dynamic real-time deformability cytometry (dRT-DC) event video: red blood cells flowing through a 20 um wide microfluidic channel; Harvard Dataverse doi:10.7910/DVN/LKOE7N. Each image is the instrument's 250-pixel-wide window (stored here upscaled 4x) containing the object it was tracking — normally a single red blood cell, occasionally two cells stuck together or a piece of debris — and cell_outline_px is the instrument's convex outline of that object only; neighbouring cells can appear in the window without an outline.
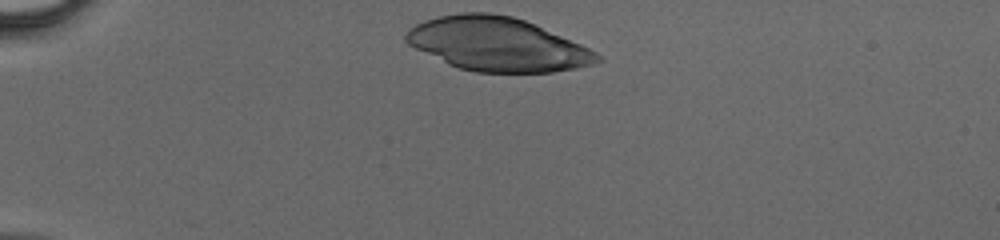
{"species": "human", "species_latin": "Homo sapiens", "temperature_condition": "cold", "stored_images_in_passage": 30, "camera_frame_rate_fps": 3000, "um_per_image_px": 0.085, "donor": {"sex": "male"}, "frame": {"image": 1, "passage_image": 1, "time_ms": 0.0, "image_size_px": [1000, 240], "cell_outline_px": [[604, 60], [592, 64], [576, 68], [552, 72], [476, 72], [460, 68], [448, 64], [408, 44], [404, 40], [404, 36], [416, 24], [424, 20], [440, 16], [460, 12], [488, 12], [512, 16], [524, 20], [580, 44], [596, 52]], "centroid_in_image_um": [42.27, 3.76], "position_along_channel_um": 42.7, "area_um2": 59.19}}
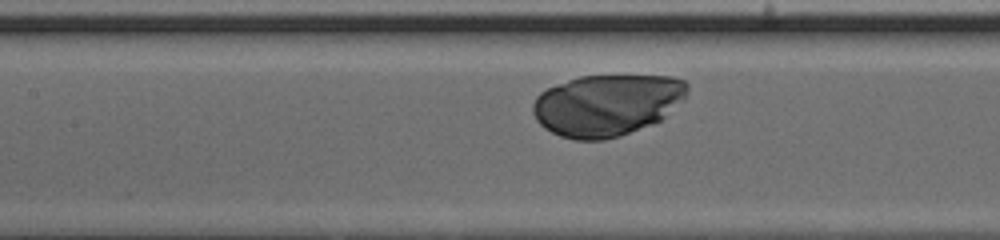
{"frame": {"image": 2, "passage_image": 13, "time_ms": 4.0, "image_size_px": [1000, 240], "cell_outline_px": [[688, 88], [684, 100], [660, 120], [620, 136], [604, 140], [576, 140], [560, 136], [544, 128], [536, 120], [532, 112], [532, 104], [536, 96], [540, 92], [556, 84], [580, 76], [672, 76], [684, 80], [688, 84]], "centroid_in_image_um": [51.57, 8.92], "position_along_channel_um": 155.8, "area_um2": 55.49}}
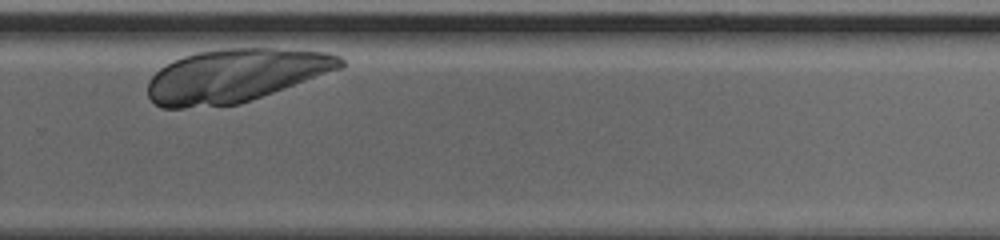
{"frame": {"image": 3, "passage_image": 25, "time_ms": 8.0, "image_size_px": [1000, 240], "cell_outline_px": [[344, 64], [340, 68], [240, 104], [184, 108], [160, 108], [148, 96], [148, 80], [160, 68], [184, 56], [196, 52], [224, 48], [276, 48], [328, 52], [340, 56], [344, 60]], "centroid_in_image_um": [19.98, 6.42], "position_along_channel_um": 309.8, "area_um2": 59.36}}